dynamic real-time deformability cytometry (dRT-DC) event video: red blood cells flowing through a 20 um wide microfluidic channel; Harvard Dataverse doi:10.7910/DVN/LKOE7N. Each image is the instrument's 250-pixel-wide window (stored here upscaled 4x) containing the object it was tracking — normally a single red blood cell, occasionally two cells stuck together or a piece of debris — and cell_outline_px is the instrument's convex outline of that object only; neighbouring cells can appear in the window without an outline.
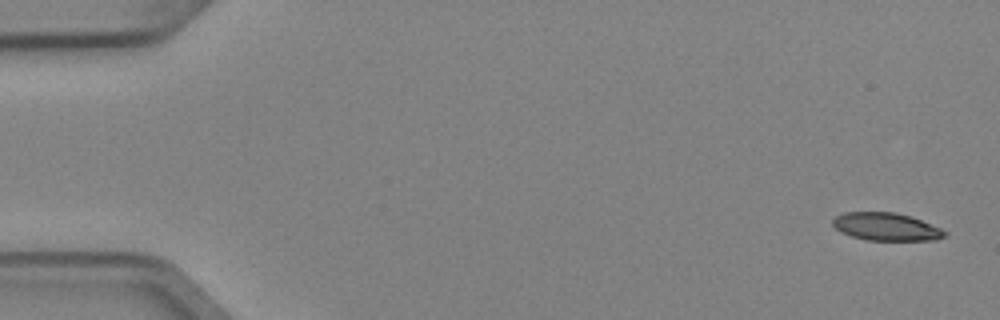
{"species": "Egyptian fruit bat (a non-hibernating species)", "species_latin": "Rousettus aegyptiacus", "temperature_condition": "cold", "stored_images_in_passage": 6, "camera_frame_rate_fps": 3000, "um_per_image_px": 0.085, "animal": {"sex": "female"}, "frame": {"image": 1, "passage_image": 1, "time_ms": 0.0, "image_size_px": [1000, 320], "cell_outline_px": [[948, 232], [944, 236], [936, 240], [864, 240], [840, 232], [832, 224], [832, 220], [836, 216], [844, 212], [896, 212], [920, 220], [940, 228]], "centroid_in_image_um": [75.29, 19.27], "position_along_channel_um": 9.7, "area_um2": 18.03}}